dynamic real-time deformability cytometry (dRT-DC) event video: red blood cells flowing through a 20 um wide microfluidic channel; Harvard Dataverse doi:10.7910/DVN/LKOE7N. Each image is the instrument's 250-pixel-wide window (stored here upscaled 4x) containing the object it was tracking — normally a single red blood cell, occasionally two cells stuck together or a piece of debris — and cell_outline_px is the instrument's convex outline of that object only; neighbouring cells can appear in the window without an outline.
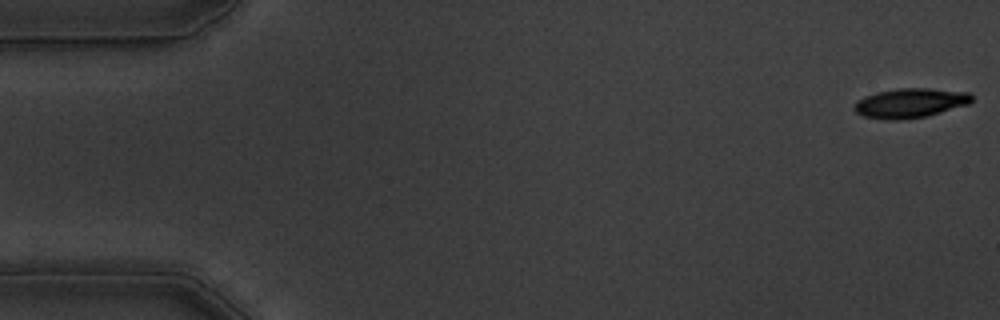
{"species": "common noctule bat (a hibernating species)", "species_latin": "Nyctalus noctula", "temperature_condition": "warm", "stored_images_in_passage": 57, "camera_frame_rate_fps": 3000, "um_per_image_px": 0.085, "animal": {"sex": "male", "body_mass_g": 19.5, "forearm_length_mm": 54.6}, "frame": {"image": 1, "passage_image": 1, "time_ms": 0.0, "image_size_px": [1000, 320], "cell_outline_px": [[972, 100], [968, 104], [928, 116], [900, 120], [888, 120], [864, 116], [856, 112], [852, 108], [856, 100], [864, 96], [876, 92], [900, 88], [928, 88], [968, 92], [972, 96]], "centroid_in_image_um": [77.33, 8.76], "position_along_channel_um": 7.7, "area_um2": 20.29}}
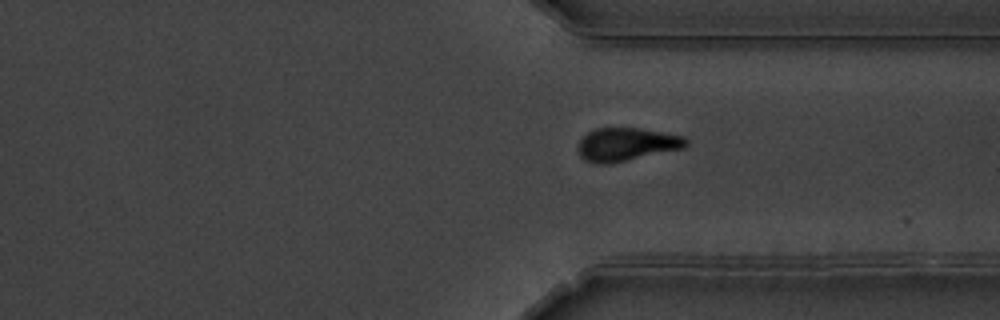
{"frame": {"image": 2, "passage_image": 42, "time_ms": 13.667, "image_size_px": [1000, 320], "cell_outline_px": [[688, 144], [684, 148], [612, 164], [596, 164], [584, 160], [580, 156], [576, 148], [580, 140], [588, 132], [596, 128], [640, 128], [684, 136], [688, 140]], "centroid_in_image_um": [53.24, 12.29], "position_along_channel_um": 358.2, "area_um2": 21.15}}
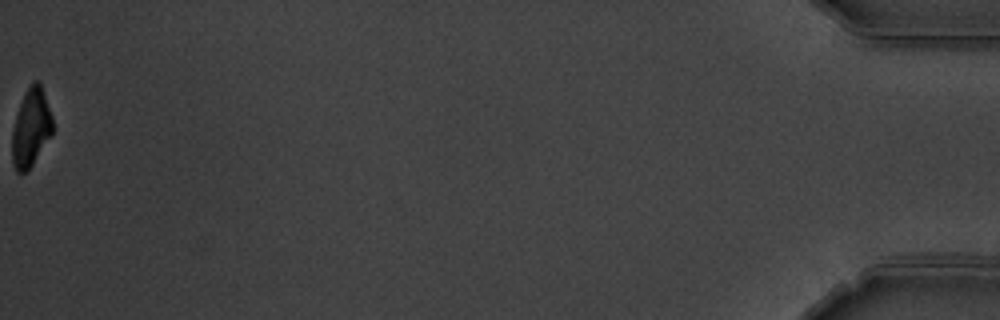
{"frame": {"image": 3, "passage_image": 57, "time_ms": 18.667, "image_size_px": [1000, 320], "cell_outline_px": [[52, 136], [32, 164], [24, 172], [16, 172], [12, 164], [12, 128], [24, 92], [36, 80], [40, 80], [52, 116]], "centroid_in_image_um": [2.63, 10.85], "position_along_channel_um": 432.6, "area_um2": 18.38}, "authors_computed_cell_mechanics": {"area_um2": 20.7502, "velocity_mm_per_s": 3.5486, "shape_relaxation_time_tau1_ms": 3.3321, "shape_relaxation_time_tau2_ms": 7.1087, "deformation_change_tau1": 0.1371, "deformation_change_tau2": 0.1521}}